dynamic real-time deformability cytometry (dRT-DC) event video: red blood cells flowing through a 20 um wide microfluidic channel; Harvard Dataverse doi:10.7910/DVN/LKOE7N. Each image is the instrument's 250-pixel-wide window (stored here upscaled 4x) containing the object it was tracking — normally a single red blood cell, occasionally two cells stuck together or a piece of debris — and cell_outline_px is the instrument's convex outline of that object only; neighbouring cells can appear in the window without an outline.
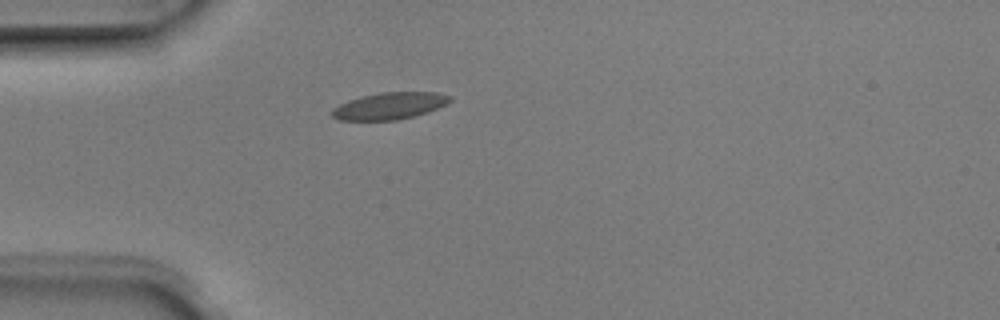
{"species": "Egyptian fruit bat (a non-hibernating species)", "species_latin": "Rousettus aegyptiacus", "temperature_condition": "room temperature", "stored_images_in_passage": 1, "camera_frame_rate_fps": 3000, "um_per_image_px": 0.085, "animal": {"sex": "male"}, "frame": {"image": 1, "passage_image": 1, "time_ms": 0.0, "image_size_px": [1000, 320], "cell_outline_px": [[452, 100], [448, 104], [428, 112], [396, 120], [340, 120], [332, 116], [328, 112], [332, 108], [348, 100], [360, 96], [380, 92], [436, 92], [452, 96]], "centroid_in_image_um": [33.1, 8.99], "position_along_channel_um": 51.9, "area_um2": 18.67}}